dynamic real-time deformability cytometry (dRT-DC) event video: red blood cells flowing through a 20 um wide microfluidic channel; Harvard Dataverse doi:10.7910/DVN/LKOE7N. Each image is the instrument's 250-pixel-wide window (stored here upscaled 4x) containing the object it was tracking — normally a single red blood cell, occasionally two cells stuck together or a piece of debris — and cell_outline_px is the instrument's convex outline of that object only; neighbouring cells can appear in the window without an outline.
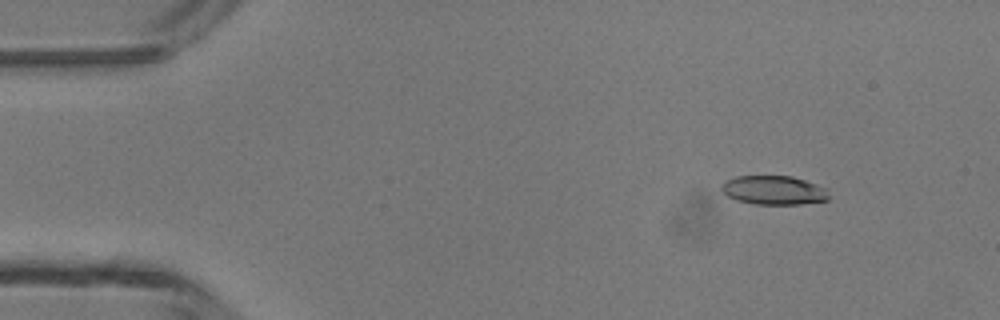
{"species": "common noctule bat (a hibernating species)", "species_latin": "Nyctalus noctula", "temperature_condition": "room temperature", "stored_images_in_passage": 5, "camera_frame_rate_fps": 3000, "um_per_image_px": 0.085, "animal": {"sex": "male", "body_mass_g": 13.3}, "frame": {"image": 1, "passage_image": 2, "time_ms": 1.333, "image_size_px": [1000, 320], "cell_outline_px": [[828, 200], [800, 204], [752, 204], [736, 200], [728, 196], [720, 188], [720, 184], [724, 180], [736, 176], [792, 176], [828, 188]], "centroid_in_image_um": [65.75, 16.16], "position_along_channel_um": 19.3, "area_um2": 18.26}}
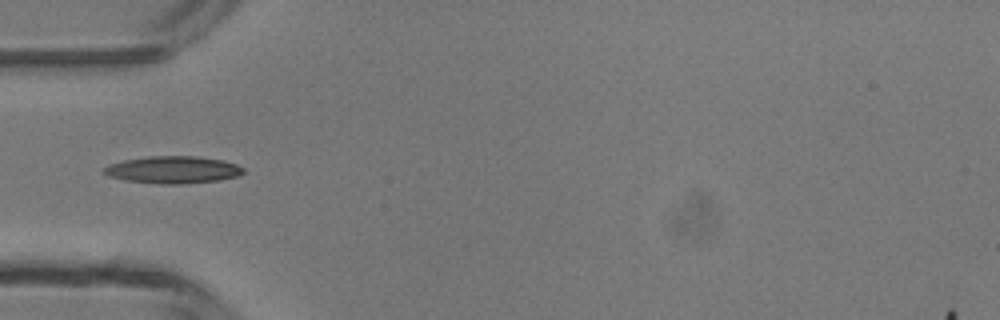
{"frame": {"image": 2, "passage_image": 5, "time_ms": 4.667, "image_size_px": [1000, 320], "cell_outline_px": [[244, 172], [236, 176], [220, 180], [180, 184], [160, 184], [128, 180], [108, 176], [100, 172], [108, 164], [124, 160], [148, 156], [196, 156], [224, 160], [236, 164], [244, 168]], "centroid_in_image_um": [14.69, 14.42], "position_along_channel_um": 70.3, "area_um2": 22.14}}